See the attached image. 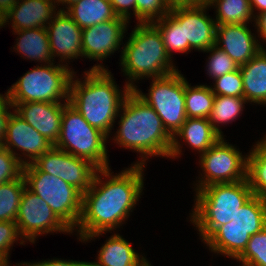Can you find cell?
Wrapping results in <instances>:
<instances>
[{
	"mask_svg": "<svg viewBox=\"0 0 266 266\" xmlns=\"http://www.w3.org/2000/svg\"><path fill=\"white\" fill-rule=\"evenodd\" d=\"M14 111L53 145L61 132L63 107L66 103H12Z\"/></svg>",
	"mask_w": 266,
	"mask_h": 266,
	"instance_id": "18",
	"label": "cell"
},
{
	"mask_svg": "<svg viewBox=\"0 0 266 266\" xmlns=\"http://www.w3.org/2000/svg\"><path fill=\"white\" fill-rule=\"evenodd\" d=\"M203 52L210 53L207 60L206 71L207 75L212 79L234 72L239 68L234 60L216 45H213Z\"/></svg>",
	"mask_w": 266,
	"mask_h": 266,
	"instance_id": "34",
	"label": "cell"
},
{
	"mask_svg": "<svg viewBox=\"0 0 266 266\" xmlns=\"http://www.w3.org/2000/svg\"><path fill=\"white\" fill-rule=\"evenodd\" d=\"M19 238L21 239L20 245H25L26 242L20 236L15 221H0V259L4 263L9 262L10 249Z\"/></svg>",
	"mask_w": 266,
	"mask_h": 266,
	"instance_id": "37",
	"label": "cell"
},
{
	"mask_svg": "<svg viewBox=\"0 0 266 266\" xmlns=\"http://www.w3.org/2000/svg\"><path fill=\"white\" fill-rule=\"evenodd\" d=\"M254 27L257 29V33H258V37L259 38H262V39H259V42L260 40H263V43L265 42L266 43V11L260 13V14H257L255 17H254Z\"/></svg>",
	"mask_w": 266,
	"mask_h": 266,
	"instance_id": "42",
	"label": "cell"
},
{
	"mask_svg": "<svg viewBox=\"0 0 266 266\" xmlns=\"http://www.w3.org/2000/svg\"><path fill=\"white\" fill-rule=\"evenodd\" d=\"M190 221L204 242L219 226L233 221L241 206L253 192L247 179L233 183H216L195 190Z\"/></svg>",
	"mask_w": 266,
	"mask_h": 266,
	"instance_id": "5",
	"label": "cell"
},
{
	"mask_svg": "<svg viewBox=\"0 0 266 266\" xmlns=\"http://www.w3.org/2000/svg\"><path fill=\"white\" fill-rule=\"evenodd\" d=\"M144 168V165L131 164L113 175L110 167L96 171L90 188L82 194L81 215L73 230V233L77 231L79 241L94 240L125 223L141 198Z\"/></svg>",
	"mask_w": 266,
	"mask_h": 266,
	"instance_id": "1",
	"label": "cell"
},
{
	"mask_svg": "<svg viewBox=\"0 0 266 266\" xmlns=\"http://www.w3.org/2000/svg\"><path fill=\"white\" fill-rule=\"evenodd\" d=\"M147 95L137 86L133 89L161 118L173 137L187 119L185 110V77L178 70L165 77L153 78Z\"/></svg>",
	"mask_w": 266,
	"mask_h": 266,
	"instance_id": "9",
	"label": "cell"
},
{
	"mask_svg": "<svg viewBox=\"0 0 266 266\" xmlns=\"http://www.w3.org/2000/svg\"><path fill=\"white\" fill-rule=\"evenodd\" d=\"M213 82L214 85L211 86V90L215 96L244 98V86L239 68L234 72L217 77Z\"/></svg>",
	"mask_w": 266,
	"mask_h": 266,
	"instance_id": "35",
	"label": "cell"
},
{
	"mask_svg": "<svg viewBox=\"0 0 266 266\" xmlns=\"http://www.w3.org/2000/svg\"><path fill=\"white\" fill-rule=\"evenodd\" d=\"M247 155V180L253 195L266 198V135Z\"/></svg>",
	"mask_w": 266,
	"mask_h": 266,
	"instance_id": "27",
	"label": "cell"
},
{
	"mask_svg": "<svg viewBox=\"0 0 266 266\" xmlns=\"http://www.w3.org/2000/svg\"><path fill=\"white\" fill-rule=\"evenodd\" d=\"M26 266H90V262L86 261H75V260H62L58 258L44 260V261H36L35 263L31 262H23Z\"/></svg>",
	"mask_w": 266,
	"mask_h": 266,
	"instance_id": "41",
	"label": "cell"
},
{
	"mask_svg": "<svg viewBox=\"0 0 266 266\" xmlns=\"http://www.w3.org/2000/svg\"><path fill=\"white\" fill-rule=\"evenodd\" d=\"M112 4L113 10L118 17L130 21L131 14L136 17V0H109ZM132 10L133 13H131Z\"/></svg>",
	"mask_w": 266,
	"mask_h": 266,
	"instance_id": "40",
	"label": "cell"
},
{
	"mask_svg": "<svg viewBox=\"0 0 266 266\" xmlns=\"http://www.w3.org/2000/svg\"><path fill=\"white\" fill-rule=\"evenodd\" d=\"M64 11L81 29L117 17L109 0H79Z\"/></svg>",
	"mask_w": 266,
	"mask_h": 266,
	"instance_id": "25",
	"label": "cell"
},
{
	"mask_svg": "<svg viewBox=\"0 0 266 266\" xmlns=\"http://www.w3.org/2000/svg\"><path fill=\"white\" fill-rule=\"evenodd\" d=\"M220 138L221 136L212 128L208 118H187L172 137L169 159L181 156L182 144H180V139L192 150H197L202 155Z\"/></svg>",
	"mask_w": 266,
	"mask_h": 266,
	"instance_id": "20",
	"label": "cell"
},
{
	"mask_svg": "<svg viewBox=\"0 0 266 266\" xmlns=\"http://www.w3.org/2000/svg\"><path fill=\"white\" fill-rule=\"evenodd\" d=\"M104 67L102 63L93 65L84 72L82 81L74 72L70 81L69 104L92 127L109 137L120 107L131 89L125 84L120 90L111 72Z\"/></svg>",
	"mask_w": 266,
	"mask_h": 266,
	"instance_id": "2",
	"label": "cell"
},
{
	"mask_svg": "<svg viewBox=\"0 0 266 266\" xmlns=\"http://www.w3.org/2000/svg\"><path fill=\"white\" fill-rule=\"evenodd\" d=\"M221 137L213 146L200 155L202 169L194 185L200 190L211 184L233 183L247 179V155Z\"/></svg>",
	"mask_w": 266,
	"mask_h": 266,
	"instance_id": "10",
	"label": "cell"
},
{
	"mask_svg": "<svg viewBox=\"0 0 266 266\" xmlns=\"http://www.w3.org/2000/svg\"><path fill=\"white\" fill-rule=\"evenodd\" d=\"M4 264V262L0 259V266H2Z\"/></svg>",
	"mask_w": 266,
	"mask_h": 266,
	"instance_id": "49",
	"label": "cell"
},
{
	"mask_svg": "<svg viewBox=\"0 0 266 266\" xmlns=\"http://www.w3.org/2000/svg\"><path fill=\"white\" fill-rule=\"evenodd\" d=\"M256 37L247 24L217 25L215 45L240 67L264 48Z\"/></svg>",
	"mask_w": 266,
	"mask_h": 266,
	"instance_id": "17",
	"label": "cell"
},
{
	"mask_svg": "<svg viewBox=\"0 0 266 266\" xmlns=\"http://www.w3.org/2000/svg\"><path fill=\"white\" fill-rule=\"evenodd\" d=\"M219 227H239L250 236L266 227V198L253 195L240 207L233 221Z\"/></svg>",
	"mask_w": 266,
	"mask_h": 266,
	"instance_id": "26",
	"label": "cell"
},
{
	"mask_svg": "<svg viewBox=\"0 0 266 266\" xmlns=\"http://www.w3.org/2000/svg\"><path fill=\"white\" fill-rule=\"evenodd\" d=\"M18 0H0V21L9 12V10L16 4Z\"/></svg>",
	"mask_w": 266,
	"mask_h": 266,
	"instance_id": "44",
	"label": "cell"
},
{
	"mask_svg": "<svg viewBox=\"0 0 266 266\" xmlns=\"http://www.w3.org/2000/svg\"><path fill=\"white\" fill-rule=\"evenodd\" d=\"M25 187L23 174L16 180L0 185V221H16Z\"/></svg>",
	"mask_w": 266,
	"mask_h": 266,
	"instance_id": "31",
	"label": "cell"
},
{
	"mask_svg": "<svg viewBox=\"0 0 266 266\" xmlns=\"http://www.w3.org/2000/svg\"><path fill=\"white\" fill-rule=\"evenodd\" d=\"M144 266H152L151 263L148 261Z\"/></svg>",
	"mask_w": 266,
	"mask_h": 266,
	"instance_id": "48",
	"label": "cell"
},
{
	"mask_svg": "<svg viewBox=\"0 0 266 266\" xmlns=\"http://www.w3.org/2000/svg\"><path fill=\"white\" fill-rule=\"evenodd\" d=\"M10 262H8V263H4L2 266H10V264H9ZM12 266V265H11ZM15 266H26L23 262H21V263H16V265Z\"/></svg>",
	"mask_w": 266,
	"mask_h": 266,
	"instance_id": "47",
	"label": "cell"
},
{
	"mask_svg": "<svg viewBox=\"0 0 266 266\" xmlns=\"http://www.w3.org/2000/svg\"><path fill=\"white\" fill-rule=\"evenodd\" d=\"M12 108L14 109V106L10 102L7 94H0V146H2L6 136L7 123L12 114L10 111Z\"/></svg>",
	"mask_w": 266,
	"mask_h": 266,
	"instance_id": "39",
	"label": "cell"
},
{
	"mask_svg": "<svg viewBox=\"0 0 266 266\" xmlns=\"http://www.w3.org/2000/svg\"><path fill=\"white\" fill-rule=\"evenodd\" d=\"M117 117H120L119 127L112 139L119 147L140 154L141 160L134 164L145 166L151 156L169 157L172 136L155 110L134 90L127 94Z\"/></svg>",
	"mask_w": 266,
	"mask_h": 266,
	"instance_id": "3",
	"label": "cell"
},
{
	"mask_svg": "<svg viewBox=\"0 0 266 266\" xmlns=\"http://www.w3.org/2000/svg\"><path fill=\"white\" fill-rule=\"evenodd\" d=\"M244 98L247 102L266 105V49H261L249 62L239 67Z\"/></svg>",
	"mask_w": 266,
	"mask_h": 266,
	"instance_id": "22",
	"label": "cell"
},
{
	"mask_svg": "<svg viewBox=\"0 0 266 266\" xmlns=\"http://www.w3.org/2000/svg\"><path fill=\"white\" fill-rule=\"evenodd\" d=\"M209 7L216 9L217 25L249 24L254 22L250 0H204Z\"/></svg>",
	"mask_w": 266,
	"mask_h": 266,
	"instance_id": "28",
	"label": "cell"
},
{
	"mask_svg": "<svg viewBox=\"0 0 266 266\" xmlns=\"http://www.w3.org/2000/svg\"><path fill=\"white\" fill-rule=\"evenodd\" d=\"M152 24L159 30L167 54L171 59L174 51L184 53L183 27L170 13Z\"/></svg>",
	"mask_w": 266,
	"mask_h": 266,
	"instance_id": "32",
	"label": "cell"
},
{
	"mask_svg": "<svg viewBox=\"0 0 266 266\" xmlns=\"http://www.w3.org/2000/svg\"><path fill=\"white\" fill-rule=\"evenodd\" d=\"M215 95L208 85L191 86L185 78V110L187 118H208Z\"/></svg>",
	"mask_w": 266,
	"mask_h": 266,
	"instance_id": "30",
	"label": "cell"
},
{
	"mask_svg": "<svg viewBox=\"0 0 266 266\" xmlns=\"http://www.w3.org/2000/svg\"><path fill=\"white\" fill-rule=\"evenodd\" d=\"M169 12L165 0H136L137 23H152Z\"/></svg>",
	"mask_w": 266,
	"mask_h": 266,
	"instance_id": "36",
	"label": "cell"
},
{
	"mask_svg": "<svg viewBox=\"0 0 266 266\" xmlns=\"http://www.w3.org/2000/svg\"><path fill=\"white\" fill-rule=\"evenodd\" d=\"M16 224L22 239L35 243L39 235L73 231L52 211L38 195L25 187L16 216Z\"/></svg>",
	"mask_w": 266,
	"mask_h": 266,
	"instance_id": "11",
	"label": "cell"
},
{
	"mask_svg": "<svg viewBox=\"0 0 266 266\" xmlns=\"http://www.w3.org/2000/svg\"><path fill=\"white\" fill-rule=\"evenodd\" d=\"M250 6L252 9V13L255 17L257 14L266 11V0H250ZM254 10L255 11L257 10L258 13L257 12L255 13Z\"/></svg>",
	"mask_w": 266,
	"mask_h": 266,
	"instance_id": "45",
	"label": "cell"
},
{
	"mask_svg": "<svg viewBox=\"0 0 266 266\" xmlns=\"http://www.w3.org/2000/svg\"><path fill=\"white\" fill-rule=\"evenodd\" d=\"M106 134L92 127L69 102L63 107L61 132L55 148L90 161L98 169L108 168Z\"/></svg>",
	"mask_w": 266,
	"mask_h": 266,
	"instance_id": "7",
	"label": "cell"
},
{
	"mask_svg": "<svg viewBox=\"0 0 266 266\" xmlns=\"http://www.w3.org/2000/svg\"><path fill=\"white\" fill-rule=\"evenodd\" d=\"M23 174V165L8 149L0 146V185L18 179Z\"/></svg>",
	"mask_w": 266,
	"mask_h": 266,
	"instance_id": "38",
	"label": "cell"
},
{
	"mask_svg": "<svg viewBox=\"0 0 266 266\" xmlns=\"http://www.w3.org/2000/svg\"><path fill=\"white\" fill-rule=\"evenodd\" d=\"M54 64H38L20 77L6 91L10 102H69L70 81L74 71L67 65Z\"/></svg>",
	"mask_w": 266,
	"mask_h": 266,
	"instance_id": "6",
	"label": "cell"
},
{
	"mask_svg": "<svg viewBox=\"0 0 266 266\" xmlns=\"http://www.w3.org/2000/svg\"><path fill=\"white\" fill-rule=\"evenodd\" d=\"M57 3V6H59L60 4H62L61 6H65V8H58L59 11H64L68 6H70L71 4L75 3L76 1L79 0H55ZM59 4V5H58Z\"/></svg>",
	"mask_w": 266,
	"mask_h": 266,
	"instance_id": "46",
	"label": "cell"
},
{
	"mask_svg": "<svg viewBox=\"0 0 266 266\" xmlns=\"http://www.w3.org/2000/svg\"><path fill=\"white\" fill-rule=\"evenodd\" d=\"M12 111L2 147L8 149L25 166L34 163L54 145L22 119L14 109ZM14 149L20 151L22 155Z\"/></svg>",
	"mask_w": 266,
	"mask_h": 266,
	"instance_id": "14",
	"label": "cell"
},
{
	"mask_svg": "<svg viewBox=\"0 0 266 266\" xmlns=\"http://www.w3.org/2000/svg\"><path fill=\"white\" fill-rule=\"evenodd\" d=\"M250 235L239 227H218L203 243L214 254L236 260L246 249Z\"/></svg>",
	"mask_w": 266,
	"mask_h": 266,
	"instance_id": "24",
	"label": "cell"
},
{
	"mask_svg": "<svg viewBox=\"0 0 266 266\" xmlns=\"http://www.w3.org/2000/svg\"><path fill=\"white\" fill-rule=\"evenodd\" d=\"M40 171L59 177L84 194L91 186L98 168L54 146L33 163Z\"/></svg>",
	"mask_w": 266,
	"mask_h": 266,
	"instance_id": "12",
	"label": "cell"
},
{
	"mask_svg": "<svg viewBox=\"0 0 266 266\" xmlns=\"http://www.w3.org/2000/svg\"><path fill=\"white\" fill-rule=\"evenodd\" d=\"M135 251L131 243L115 233L100 247L96 262H90V266H144L148 260Z\"/></svg>",
	"mask_w": 266,
	"mask_h": 266,
	"instance_id": "21",
	"label": "cell"
},
{
	"mask_svg": "<svg viewBox=\"0 0 266 266\" xmlns=\"http://www.w3.org/2000/svg\"><path fill=\"white\" fill-rule=\"evenodd\" d=\"M246 103L248 102L242 97L215 96L213 107L208 117L212 128L221 137H224L219 124L225 125L237 120L238 116L242 115Z\"/></svg>",
	"mask_w": 266,
	"mask_h": 266,
	"instance_id": "29",
	"label": "cell"
},
{
	"mask_svg": "<svg viewBox=\"0 0 266 266\" xmlns=\"http://www.w3.org/2000/svg\"><path fill=\"white\" fill-rule=\"evenodd\" d=\"M209 8L203 0L192 6L170 9L169 13L183 27L184 53L191 52V49L203 52L216 44L217 24L207 15Z\"/></svg>",
	"mask_w": 266,
	"mask_h": 266,
	"instance_id": "13",
	"label": "cell"
},
{
	"mask_svg": "<svg viewBox=\"0 0 266 266\" xmlns=\"http://www.w3.org/2000/svg\"><path fill=\"white\" fill-rule=\"evenodd\" d=\"M202 1L203 0H165L166 5L169 7V9L176 7L192 6Z\"/></svg>",
	"mask_w": 266,
	"mask_h": 266,
	"instance_id": "43",
	"label": "cell"
},
{
	"mask_svg": "<svg viewBox=\"0 0 266 266\" xmlns=\"http://www.w3.org/2000/svg\"><path fill=\"white\" fill-rule=\"evenodd\" d=\"M56 5L55 0H18L0 21V28L9 22L13 31L45 28L57 13Z\"/></svg>",
	"mask_w": 266,
	"mask_h": 266,
	"instance_id": "19",
	"label": "cell"
},
{
	"mask_svg": "<svg viewBox=\"0 0 266 266\" xmlns=\"http://www.w3.org/2000/svg\"><path fill=\"white\" fill-rule=\"evenodd\" d=\"M236 261L241 262V266H266V227L250 237Z\"/></svg>",
	"mask_w": 266,
	"mask_h": 266,
	"instance_id": "33",
	"label": "cell"
},
{
	"mask_svg": "<svg viewBox=\"0 0 266 266\" xmlns=\"http://www.w3.org/2000/svg\"><path fill=\"white\" fill-rule=\"evenodd\" d=\"M17 34L16 45L13 47L25 59L50 64L54 62L50 51L48 31L45 28H33L13 31Z\"/></svg>",
	"mask_w": 266,
	"mask_h": 266,
	"instance_id": "23",
	"label": "cell"
},
{
	"mask_svg": "<svg viewBox=\"0 0 266 266\" xmlns=\"http://www.w3.org/2000/svg\"><path fill=\"white\" fill-rule=\"evenodd\" d=\"M23 176L26 187L73 231L81 215L82 193L61 178L40 171L33 163L23 166Z\"/></svg>",
	"mask_w": 266,
	"mask_h": 266,
	"instance_id": "8",
	"label": "cell"
},
{
	"mask_svg": "<svg viewBox=\"0 0 266 266\" xmlns=\"http://www.w3.org/2000/svg\"><path fill=\"white\" fill-rule=\"evenodd\" d=\"M128 23L126 19L117 16L113 20L82 29V57L102 62L114 55L120 45L124 44Z\"/></svg>",
	"mask_w": 266,
	"mask_h": 266,
	"instance_id": "15",
	"label": "cell"
},
{
	"mask_svg": "<svg viewBox=\"0 0 266 266\" xmlns=\"http://www.w3.org/2000/svg\"><path fill=\"white\" fill-rule=\"evenodd\" d=\"M122 47L119 66L131 90L140 79L165 77L178 71L167 54L159 30L152 23H137Z\"/></svg>",
	"mask_w": 266,
	"mask_h": 266,
	"instance_id": "4",
	"label": "cell"
},
{
	"mask_svg": "<svg viewBox=\"0 0 266 266\" xmlns=\"http://www.w3.org/2000/svg\"><path fill=\"white\" fill-rule=\"evenodd\" d=\"M46 29L51 54L53 59L60 56L59 64L69 66V60L82 58V29L65 11L58 10Z\"/></svg>",
	"mask_w": 266,
	"mask_h": 266,
	"instance_id": "16",
	"label": "cell"
}]
</instances>
